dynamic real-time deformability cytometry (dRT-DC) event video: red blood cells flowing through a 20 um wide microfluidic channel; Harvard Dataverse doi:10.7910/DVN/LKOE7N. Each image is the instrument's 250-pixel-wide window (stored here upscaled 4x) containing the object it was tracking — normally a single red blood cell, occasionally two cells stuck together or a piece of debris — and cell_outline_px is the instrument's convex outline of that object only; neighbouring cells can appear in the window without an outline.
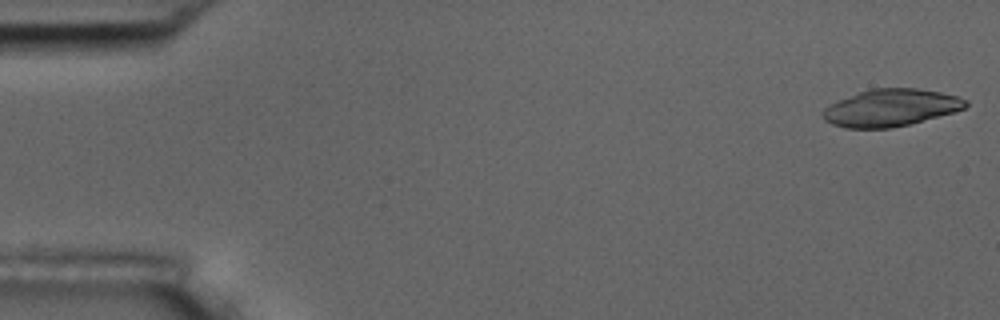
{"species": "common noctule bat (a hibernating species)", "species_latin": "Nyctalus noctula", "temperature_condition": "room temperature", "stored_images_in_passage": 11, "camera_frame_rate_fps": 3000, "um_per_image_px": 0.085, "animal": {"sex": "male", "body_mass_g": 17.5, "forearm_length_mm": 52.3}, "frame": {"image": 1, "passage_image": 1, "time_ms": 0.0, "image_size_px": [1000, 320], "cell_outline_px": [[968, 104], [964, 108], [952, 112], [908, 124], [892, 128], [844, 128], [832, 124], [824, 120], [820, 116], [820, 112], [824, 108], [840, 100], [860, 92], [872, 88], [916, 88], [940, 92], [956, 96], [968, 100]], "centroid_in_image_um": [75.68, 9.16], "position_along_channel_um": 9.3, "area_um2": 30.63}}